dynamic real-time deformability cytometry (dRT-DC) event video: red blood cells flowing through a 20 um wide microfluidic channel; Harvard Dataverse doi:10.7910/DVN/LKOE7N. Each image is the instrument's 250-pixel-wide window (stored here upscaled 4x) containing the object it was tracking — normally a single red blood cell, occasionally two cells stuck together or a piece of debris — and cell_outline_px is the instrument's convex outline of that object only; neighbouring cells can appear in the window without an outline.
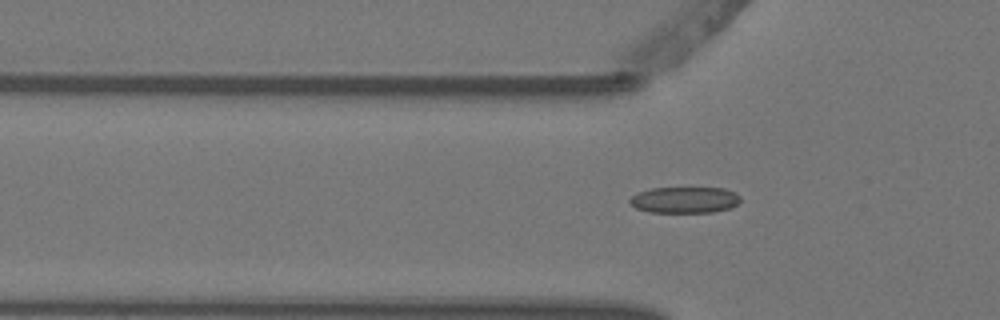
{"species": "Egyptian fruit bat (a non-hibernating species)", "species_latin": "Rousettus aegyptiacus", "temperature_condition": "warm", "stored_images_in_passage": 2, "camera_frame_rate_fps": 3000, "um_per_image_px": 0.085, "animal": {"sex": "female"}, "frame": {"image": 1, "passage_image": 2, "time_ms": 0.333, "image_size_px": [1000, 320], "cell_outline_px": [[740, 200], [736, 204], [728, 208], [712, 212], [648, 212], [636, 208], [628, 204], [628, 200], [632, 196], [640, 192], [652, 188], [724, 188], [736, 192], [740, 196]], "centroid_in_image_um": [58.17, 16.99], "position_along_channel_um": 67.6, "area_um2": 16.88}}